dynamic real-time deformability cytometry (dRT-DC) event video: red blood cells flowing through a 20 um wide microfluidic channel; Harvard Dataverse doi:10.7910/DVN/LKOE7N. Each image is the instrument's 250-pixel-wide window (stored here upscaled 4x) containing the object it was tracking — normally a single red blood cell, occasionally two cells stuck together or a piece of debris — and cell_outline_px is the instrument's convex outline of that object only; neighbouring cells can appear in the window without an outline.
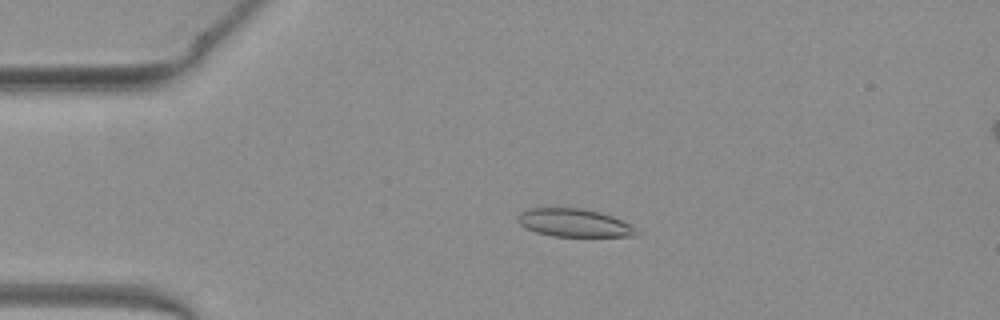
{"species": "common noctule bat (a hibernating species)", "species_latin": "Nyctalus noctula", "temperature_condition": "warm", "stored_images_in_passage": 51, "camera_frame_rate_fps": 3000, "um_per_image_px": 0.085, "animal": {"sex": "female", "body_mass_g": 19.3, "forearm_length_mm": 54.1}, "frame": {"image": 1, "passage_image": 11, "time_ms": 3.333, "image_size_px": [1000, 320], "cell_outline_px": [[640, 236], [552, 236], [536, 232], [524, 228], [516, 220], [516, 216], [520, 212], [528, 208], [580, 208], [600, 212], [612, 216], [636, 228], [640, 232]], "centroid_in_image_um": [48.77, 18.94], "position_along_channel_um": 36.2, "area_um2": 19.48}}
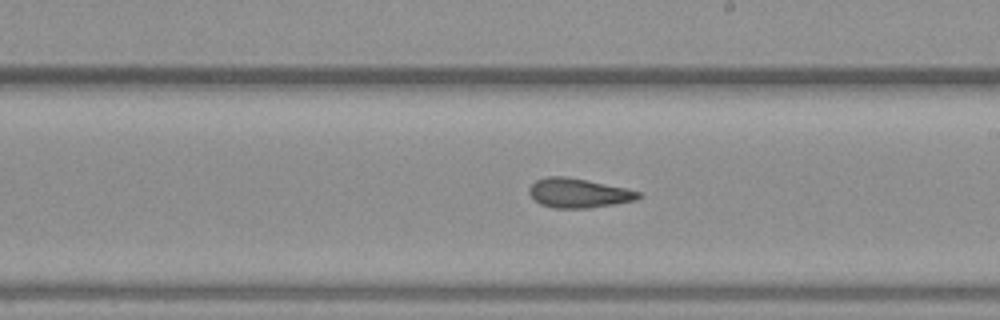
{"frame": {"image": 2, "passage_image": 29, "time_ms": 9.333, "image_size_px": [1000, 320], "cell_outline_px": [[640, 196], [636, 200], [588, 208], [552, 208], [540, 204], [528, 192], [528, 188], [536, 180], [544, 176], [568, 176], [624, 188], [640, 192]], "centroid_in_image_um": [49.11, 16.4], "position_along_channel_um": 239.9, "area_um2": 18.55}}
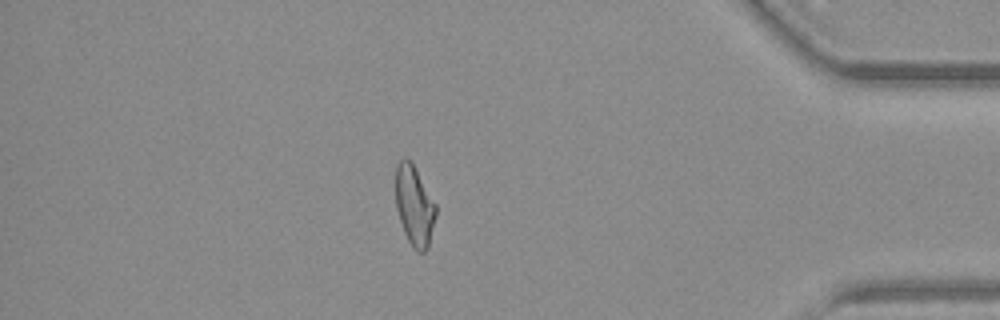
{"frame": {"image": 3, "passage_image": 44, "time_ms": 14.333, "image_size_px": [1000, 320], "cell_outline_px": [[436, 216], [428, 248], [424, 252], [416, 252], [412, 248], [404, 232], [396, 208], [396, 164], [404, 156], [412, 164], [436, 204]], "centroid_in_image_um": [35.22, 17.53], "position_along_channel_um": 400.0, "area_um2": 18.61}, "authors_computed_cell_mechanics": {"area_um2": 19.4786, "velocity_mm_per_s": 4.0133, "shape_relaxation_time_tau1_ms": null, "shape_relaxation_time_tau2_ms": 2.1981, "deformation_change_tau1": null, "deformation_change_tau2": 0.1105}}